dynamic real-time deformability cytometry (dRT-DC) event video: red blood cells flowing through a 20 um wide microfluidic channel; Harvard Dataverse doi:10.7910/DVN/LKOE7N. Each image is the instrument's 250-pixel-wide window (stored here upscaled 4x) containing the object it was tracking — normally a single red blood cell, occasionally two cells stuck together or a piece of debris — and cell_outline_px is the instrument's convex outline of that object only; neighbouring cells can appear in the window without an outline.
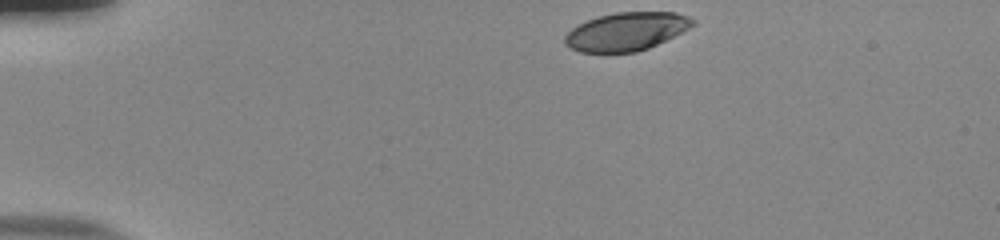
{"species": "human", "species_latin": "Homo sapiens", "temperature_condition": "room temperature", "stored_images_in_passage": 38, "camera_frame_rate_fps": 3000, "um_per_image_px": 0.085, "donor": {"sex": "male"}, "frame": {"image": 1, "passage_image": 1, "time_ms": 0.0, "image_size_px": [1000, 240], "cell_outline_px": [[696, 24], [648, 48], [636, 52], [580, 52], [568, 48], [564, 44], [564, 36], [572, 28], [588, 20], [600, 16], [616, 12], [676, 12], [688, 16], [696, 20]], "centroid_in_image_um": [53.22, 2.68], "position_along_channel_um": 31.8, "area_um2": 28.26}}
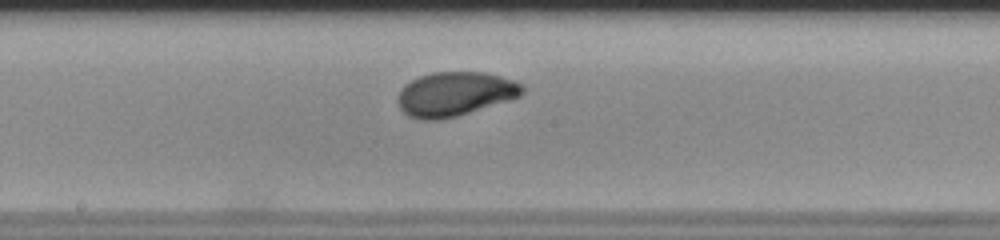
{"frame": {"image": 2, "passage_image": 21, "time_ms": 6.667, "image_size_px": [1000, 240], "cell_outline_px": [[524, 92], [520, 96], [508, 100], [456, 116], [436, 120], [420, 120], [408, 116], [400, 108], [396, 100], [400, 88], [404, 84], [420, 76], [432, 72], [484, 72], [500, 76], [512, 80], [520, 84], [524, 88]], "centroid_in_image_um": [38.61, 7.98], "position_along_channel_um": 209.6, "area_um2": 31.96}}
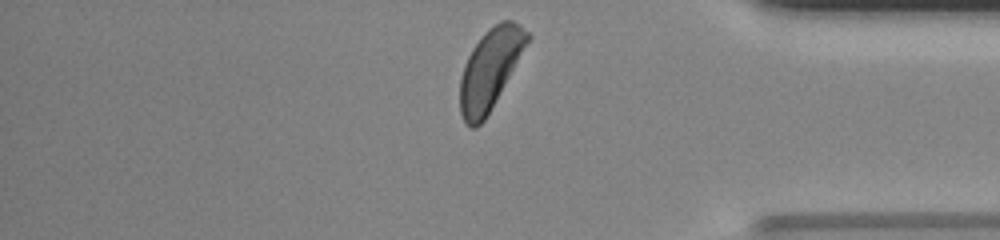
{"frame": {"image": 3, "passage_image": 37, "time_ms": 12.0, "image_size_px": [1000, 240], "cell_outline_px": [[532, 36], [484, 120], [476, 128], [472, 128], [464, 120], [460, 112], [460, 80], [464, 64], [472, 48], [484, 32], [488, 28], [500, 20], [512, 20], [528, 32]], "centroid_in_image_um": [41.64, 5.84], "position_along_channel_um": 393.6, "area_um2": 30.98}, "authors_computed_cell_mechanics": {"area_um2": 31.2698, "velocity_mm_per_s": 3.7542, "shape_relaxation_time_tau1_ms": 3.386, "shape_relaxation_time_tau2_ms": null, "deformation_change_tau1": 0.1576, "deformation_change_tau2": null}}